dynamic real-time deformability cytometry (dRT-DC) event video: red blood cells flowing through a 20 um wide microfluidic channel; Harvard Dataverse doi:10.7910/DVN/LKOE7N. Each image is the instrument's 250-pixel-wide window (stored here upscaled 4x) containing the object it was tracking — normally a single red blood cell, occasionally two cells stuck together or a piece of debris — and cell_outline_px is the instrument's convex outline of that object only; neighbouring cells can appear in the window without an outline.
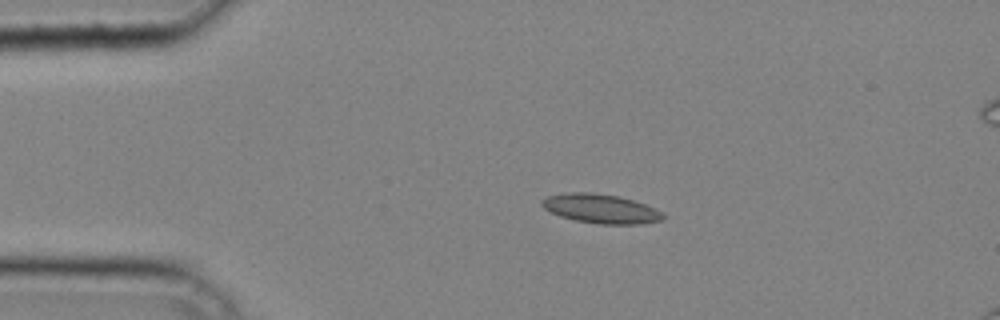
{"species": "common noctule bat (a hibernating species)", "species_latin": "Nyctalus noctula", "temperature_condition": "cold", "stored_images_in_passage": 33, "camera_frame_rate_fps": 3000, "um_per_image_px": 0.085, "animal": {"sex": "male", "body_mass_g": 20.4}, "frame": {"image": 1, "passage_image": 1, "time_ms": 0.0, "image_size_px": [1000, 320], "cell_outline_px": [[668, 216], [664, 220], [640, 224], [600, 224], [576, 220], [560, 216], [544, 208], [540, 204], [540, 200], [548, 196], [568, 192], [592, 192], [620, 196], [656, 208]], "centroid_in_image_um": [51.11, 17.73], "position_along_channel_um": 33.9, "area_um2": 20.75}}
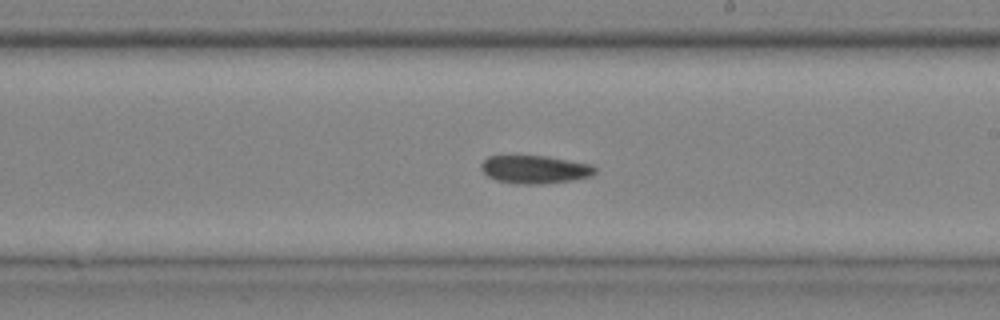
{"frame": {"image": 2, "passage_image": 17, "time_ms": 5.333, "image_size_px": [1000, 320], "cell_outline_px": [[596, 172], [592, 176], [572, 180], [544, 184], [516, 184], [496, 180], [488, 176], [480, 168], [480, 164], [488, 156], [544, 156], [592, 164], [596, 168]], "centroid_in_image_um": [45.47, 14.41], "position_along_channel_um": 243.5, "area_um2": 18.67}}
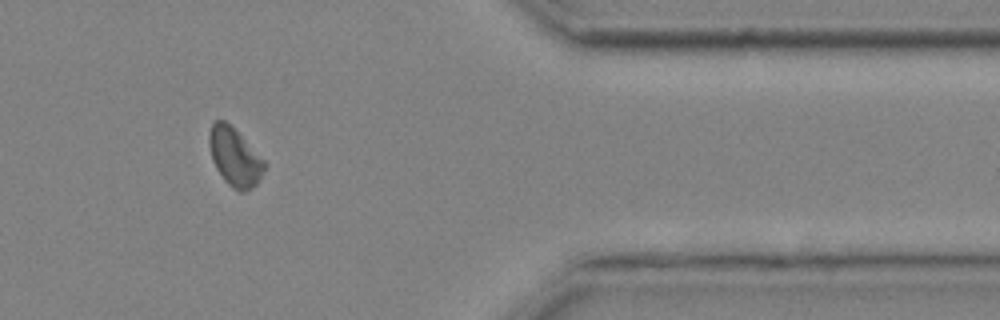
{"frame": {"image": 3, "passage_image": 28, "time_ms": 9.0, "image_size_px": [1000, 320], "cell_outline_px": [[268, 164], [260, 180], [252, 188], [244, 192], [240, 192], [232, 188], [224, 180], [216, 168], [212, 160], [208, 140], [208, 136], [212, 124], [216, 120], [224, 120]], "centroid_in_image_um": [19.95, 13.4], "position_along_channel_um": 391.4, "area_um2": 18.5}}